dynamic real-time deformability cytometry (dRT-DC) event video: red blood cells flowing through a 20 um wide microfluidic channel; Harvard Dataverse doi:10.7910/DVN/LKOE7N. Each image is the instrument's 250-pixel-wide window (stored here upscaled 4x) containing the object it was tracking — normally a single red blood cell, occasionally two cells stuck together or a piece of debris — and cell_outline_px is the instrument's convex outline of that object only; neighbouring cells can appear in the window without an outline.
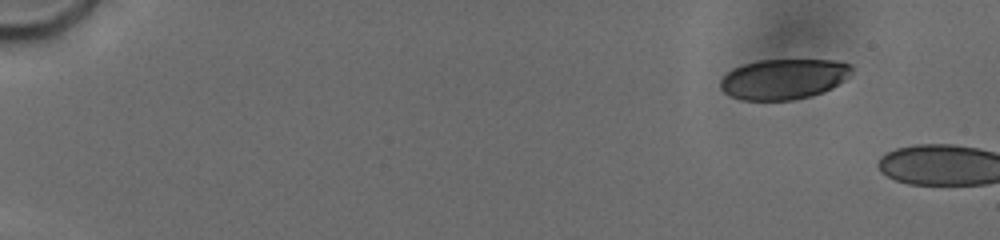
{"species": "human", "species_latin": "Homo sapiens", "temperature_condition": "cold", "stored_images_in_passage": 17, "camera_frame_rate_fps": 3000, "um_per_image_px": 0.085, "donor": {"sex": "male"}, "frame": {"image": 1, "passage_image": 6, "time_ms": 2.0, "image_size_px": [1000, 240], "cell_outline_px": [[852, 68], [848, 76], [844, 80], [832, 88], [824, 92], [812, 96], [792, 100], [740, 100], [724, 92], [720, 88], [720, 80], [732, 68], [744, 64], [760, 60], [836, 60], [852, 64]], "centroid_in_image_um": [66.61, 6.72], "position_along_channel_um": 18.4, "area_um2": 30.98}}